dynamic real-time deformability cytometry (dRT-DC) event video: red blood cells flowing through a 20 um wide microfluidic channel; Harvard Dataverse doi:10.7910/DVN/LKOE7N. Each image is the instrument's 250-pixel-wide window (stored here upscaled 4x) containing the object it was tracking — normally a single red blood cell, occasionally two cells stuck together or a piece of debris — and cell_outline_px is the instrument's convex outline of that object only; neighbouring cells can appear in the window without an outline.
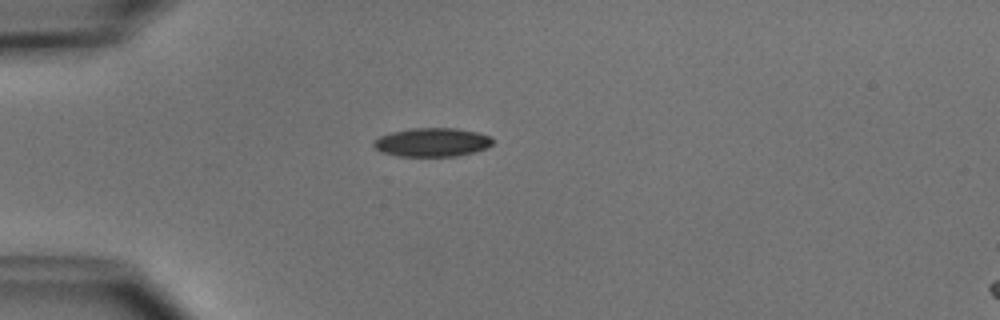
{"species": "common noctule bat (a hibernating species)", "species_latin": "Nyctalus noctula", "temperature_condition": "cold", "stored_images_in_passage": 1, "camera_frame_rate_fps": 3000, "um_per_image_px": 0.085, "animal": {"sex": "male", "body_mass_g": 15.6}, "frame": {"image": 1, "passage_image": 1, "time_ms": 0.0, "image_size_px": [1000, 320], "cell_outline_px": [[492, 144], [488, 148], [476, 152], [456, 156], [396, 156], [380, 152], [372, 144], [372, 140], [380, 136], [392, 132], [412, 128], [456, 128], [476, 132], [492, 136]], "centroid_in_image_um": [36.73, 12.1], "position_along_channel_um": 48.3, "area_um2": 20.11}}